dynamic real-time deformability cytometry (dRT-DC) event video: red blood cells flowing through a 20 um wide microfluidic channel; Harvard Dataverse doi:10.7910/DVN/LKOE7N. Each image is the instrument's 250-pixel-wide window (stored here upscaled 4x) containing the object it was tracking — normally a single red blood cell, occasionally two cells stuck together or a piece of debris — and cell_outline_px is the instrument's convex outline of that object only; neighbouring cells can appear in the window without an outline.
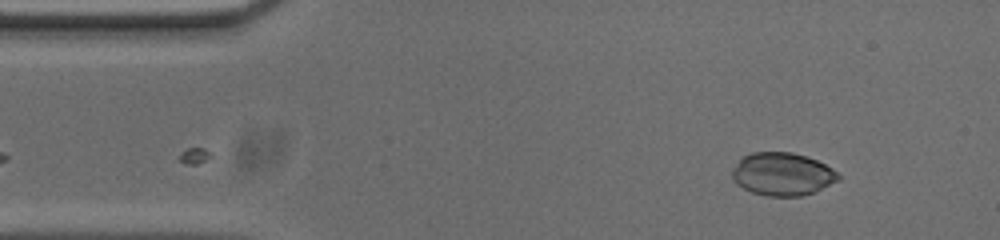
{"species": "common noctule bat (a hibernating species)", "species_latin": "Nyctalus noctula", "temperature_condition": "cold", "stored_images_in_passage": 37, "camera_frame_rate_fps": 3000, "um_per_image_px": 0.085, "animal": {"sex": "male", "body_mass_g": 20.0, "forearm_length_mm": 53.3}, "frame": {"image": 1, "passage_image": 1, "time_ms": 0.0, "image_size_px": [1000, 240], "cell_outline_px": [[840, 180], [812, 192], [800, 196], [764, 196], [752, 192], [736, 184], [732, 180], [732, 172], [740, 160], [744, 156], [752, 152], [792, 152], [816, 160], [832, 168], [840, 176]], "centroid_in_image_um": [66.49, 14.8], "position_along_channel_um": 18.5, "area_um2": 26.3}}
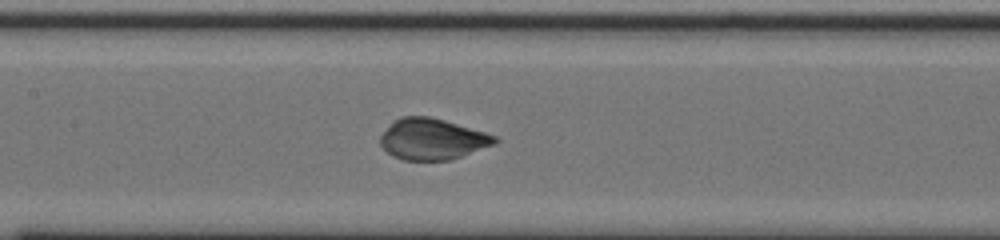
{"frame": {"image": 2, "passage_image": 19, "time_ms": 6.0, "image_size_px": [1000, 240], "cell_outline_px": [[500, 140], [496, 144], [448, 160], [404, 160], [392, 156], [380, 144], [380, 136], [392, 120], [400, 116], [432, 116], [484, 132], [496, 136]], "centroid_in_image_um": [36.72, 11.81], "position_along_channel_um": 170.7, "area_um2": 27.46}}
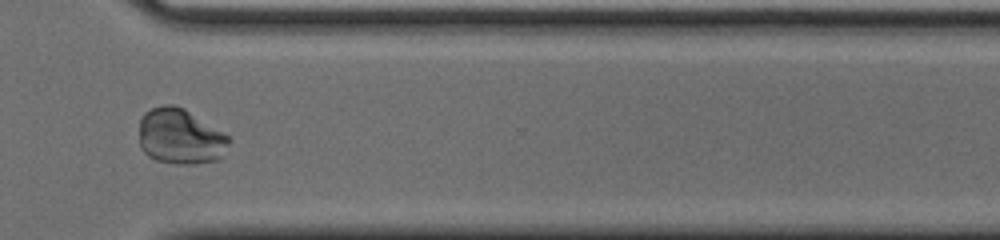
{"frame": {"image": 3, "passage_image": 34, "time_ms": 11.0, "image_size_px": [1000, 240], "cell_outline_px": [[232, 140], [224, 156], [216, 160], [196, 164], [172, 164], [156, 160], [148, 156], [140, 148], [140, 120], [144, 112], [152, 108], [164, 104], [172, 104], [184, 108], [228, 136]], "centroid_in_image_um": [15.33, 11.62], "position_along_channel_um": 355.3, "area_um2": 29.3}, "authors_computed_cell_mechanics": {"area_um2": 27.5706, "velocity_mm_per_s": 3.6945, "shape_relaxation_time_tau1_ms": 9.1446, "shape_relaxation_time_tau2_ms": null, "deformation_change_tau1": 0.3222, "deformation_change_tau2": null}}